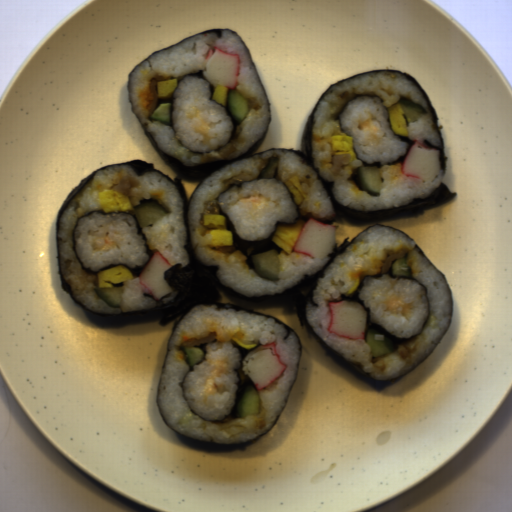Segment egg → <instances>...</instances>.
I'll list each match as a JSON object with an SVG mask.
<instances>
[{"instance_id":"obj_1","label":"egg","mask_w":512,"mask_h":512,"mask_svg":"<svg viewBox=\"0 0 512 512\" xmlns=\"http://www.w3.org/2000/svg\"><path fill=\"white\" fill-rule=\"evenodd\" d=\"M202 225H204L206 230L200 235V239L206 234L212 235V238L204 247L213 249L218 246L233 245V233L226 230V216L219 214H204L202 215Z\"/></svg>"},{"instance_id":"obj_2","label":"egg","mask_w":512,"mask_h":512,"mask_svg":"<svg viewBox=\"0 0 512 512\" xmlns=\"http://www.w3.org/2000/svg\"><path fill=\"white\" fill-rule=\"evenodd\" d=\"M98 198L95 200L99 209L103 213H118L132 211L134 206L129 196L123 195L113 190H102L97 193Z\"/></svg>"},{"instance_id":"obj_3","label":"egg","mask_w":512,"mask_h":512,"mask_svg":"<svg viewBox=\"0 0 512 512\" xmlns=\"http://www.w3.org/2000/svg\"><path fill=\"white\" fill-rule=\"evenodd\" d=\"M305 223L306 222L303 219L299 218L292 226H283L278 224L271 242L275 243L279 248L290 254L294 249V245L297 242Z\"/></svg>"},{"instance_id":"obj_4","label":"egg","mask_w":512,"mask_h":512,"mask_svg":"<svg viewBox=\"0 0 512 512\" xmlns=\"http://www.w3.org/2000/svg\"><path fill=\"white\" fill-rule=\"evenodd\" d=\"M134 278L131 271L125 265H117L114 268H110L97 273V284L98 289H109L113 288V284H121L123 286L125 282H128Z\"/></svg>"},{"instance_id":"obj_5","label":"egg","mask_w":512,"mask_h":512,"mask_svg":"<svg viewBox=\"0 0 512 512\" xmlns=\"http://www.w3.org/2000/svg\"><path fill=\"white\" fill-rule=\"evenodd\" d=\"M329 141L331 143L334 156L341 154H350L351 160L349 163L356 160L355 151L353 147V137H350L347 135V133L343 132L331 135ZM349 163H345L342 165H348Z\"/></svg>"},{"instance_id":"obj_6","label":"egg","mask_w":512,"mask_h":512,"mask_svg":"<svg viewBox=\"0 0 512 512\" xmlns=\"http://www.w3.org/2000/svg\"><path fill=\"white\" fill-rule=\"evenodd\" d=\"M389 120L392 131L399 135L409 137V127H407L406 121L403 117L405 115L400 103L398 102L392 107H387Z\"/></svg>"},{"instance_id":"obj_7","label":"egg","mask_w":512,"mask_h":512,"mask_svg":"<svg viewBox=\"0 0 512 512\" xmlns=\"http://www.w3.org/2000/svg\"><path fill=\"white\" fill-rule=\"evenodd\" d=\"M286 186L290 189V191L294 195V202L296 205H301L304 201L309 200L310 195L306 193L303 189L301 182L298 176H292L286 182H284Z\"/></svg>"},{"instance_id":"obj_8","label":"egg","mask_w":512,"mask_h":512,"mask_svg":"<svg viewBox=\"0 0 512 512\" xmlns=\"http://www.w3.org/2000/svg\"><path fill=\"white\" fill-rule=\"evenodd\" d=\"M178 85V78L167 79L164 81L157 82L156 92L158 98H167L172 94Z\"/></svg>"},{"instance_id":"obj_9","label":"egg","mask_w":512,"mask_h":512,"mask_svg":"<svg viewBox=\"0 0 512 512\" xmlns=\"http://www.w3.org/2000/svg\"><path fill=\"white\" fill-rule=\"evenodd\" d=\"M228 94H229V88L222 85L220 82L217 87L214 86L213 88V94L211 100H215L219 104H222V106L227 105L228 100Z\"/></svg>"},{"instance_id":"obj_10","label":"egg","mask_w":512,"mask_h":512,"mask_svg":"<svg viewBox=\"0 0 512 512\" xmlns=\"http://www.w3.org/2000/svg\"><path fill=\"white\" fill-rule=\"evenodd\" d=\"M231 340H233L241 349H245V350H251L253 348H255L257 346L258 343H254V342H251V343H243L241 341V338H237V337H232L230 338Z\"/></svg>"},{"instance_id":"obj_11","label":"egg","mask_w":512,"mask_h":512,"mask_svg":"<svg viewBox=\"0 0 512 512\" xmlns=\"http://www.w3.org/2000/svg\"><path fill=\"white\" fill-rule=\"evenodd\" d=\"M359 283H360V277L356 278L354 284L344 293V295L348 296L349 294L354 292L356 290V288L359 286Z\"/></svg>"}]
</instances>
